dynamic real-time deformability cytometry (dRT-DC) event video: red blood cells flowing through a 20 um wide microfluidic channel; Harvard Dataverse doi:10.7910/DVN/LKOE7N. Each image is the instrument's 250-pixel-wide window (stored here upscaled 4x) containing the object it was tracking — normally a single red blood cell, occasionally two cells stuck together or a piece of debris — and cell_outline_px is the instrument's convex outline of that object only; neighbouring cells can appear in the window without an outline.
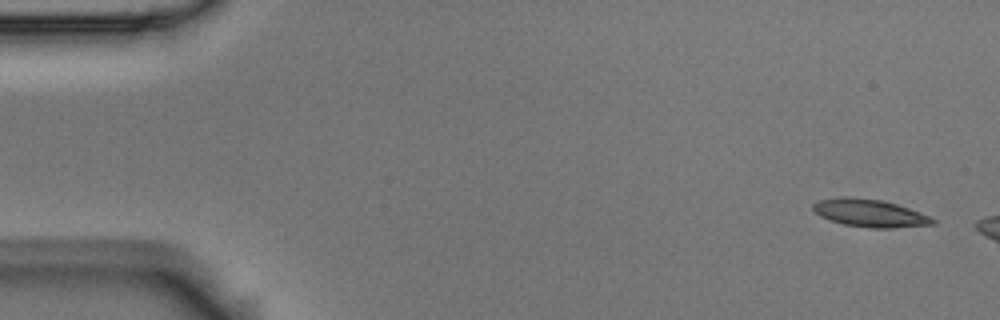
{"species": "Egyptian fruit bat (a non-hibernating species)", "species_latin": "Rousettus aegyptiacus", "temperature_condition": "room temperature", "stored_images_in_passage": 4, "camera_frame_rate_fps": 3000, "um_per_image_px": 0.085, "animal": {"sex": "male"}, "frame": {"image": 1, "passage_image": 1, "time_ms": 0.0, "image_size_px": [1000, 320], "cell_outline_px": [[936, 224], [892, 228], [868, 228], [844, 224], [828, 220], [820, 216], [812, 208], [812, 204], [820, 200], [844, 196], [848, 196], [880, 200], [896, 204], [932, 216], [936, 220]], "centroid_in_image_um": [73.95, 18.12], "position_along_channel_um": 11.1, "area_um2": 19.36}}